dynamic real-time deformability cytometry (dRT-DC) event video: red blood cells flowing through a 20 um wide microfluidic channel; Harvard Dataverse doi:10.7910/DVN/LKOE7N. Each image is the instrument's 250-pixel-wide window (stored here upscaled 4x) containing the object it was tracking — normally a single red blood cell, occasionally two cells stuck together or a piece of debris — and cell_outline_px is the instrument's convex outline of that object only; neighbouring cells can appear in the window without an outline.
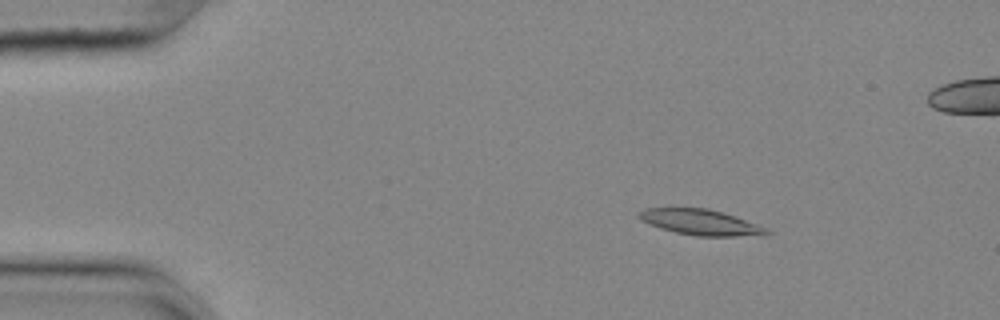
{"species": "common noctule bat (a hibernating species)", "species_latin": "Nyctalus noctula", "temperature_condition": "cold", "stored_images_in_passage": 57, "segment_of_instrument_passage": [1, 2], "camera_frame_rate_fps": 3000, "um_per_image_px": 0.085, "animal": {"sex": "female", "body_mass_g": 25.1}, "frame": {"image": 1, "passage_image": 9, "time_ms": 2.667, "image_size_px": [1000, 320], "cell_outline_px": [[772, 232], [736, 236], [696, 236], [676, 232], [660, 228], [648, 224], [640, 216], [640, 212], [644, 208], [668, 204], [708, 208], [768, 228]], "centroid_in_image_um": [59.39, 18.82], "position_along_channel_um": 25.6, "area_um2": 19.31}}
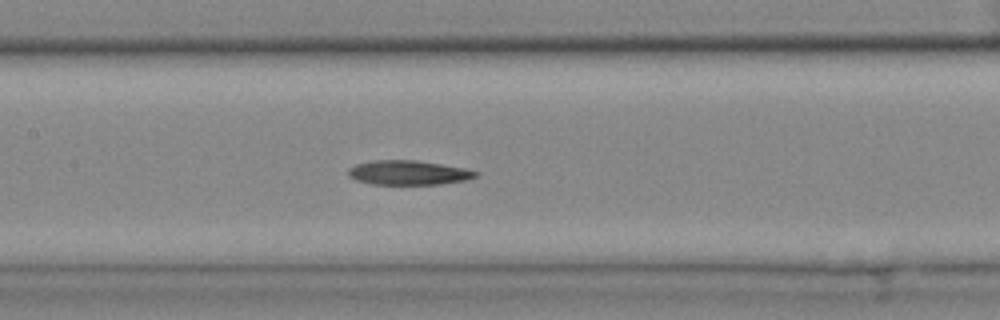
{"frame": {"image": 2, "passage_image": 27, "time_ms": 8.667, "image_size_px": [1000, 320], "cell_outline_px": [[480, 172], [476, 176], [464, 180], [440, 184], [372, 184], [356, 180], [348, 176], [348, 168], [356, 164], [372, 160], [412, 160], [440, 164], [464, 168]], "centroid_in_image_um": [34.67, 14.67], "position_along_channel_um": 172.7, "area_um2": 17.98}}
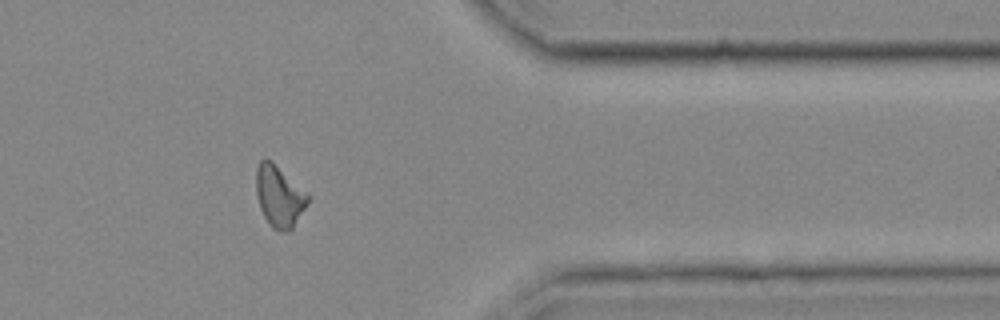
{"frame": {"image": 3, "passage_image": 46, "time_ms": 15.0, "image_size_px": [1000, 320], "cell_outline_px": [[312, 196], [308, 204], [292, 228], [288, 232], [280, 232], [272, 228], [264, 216], [260, 208], [256, 196], [256, 168], [260, 160], [272, 160]], "centroid_in_image_um": [23.76, 16.68], "position_along_channel_um": 387.6, "area_um2": 18.84}}